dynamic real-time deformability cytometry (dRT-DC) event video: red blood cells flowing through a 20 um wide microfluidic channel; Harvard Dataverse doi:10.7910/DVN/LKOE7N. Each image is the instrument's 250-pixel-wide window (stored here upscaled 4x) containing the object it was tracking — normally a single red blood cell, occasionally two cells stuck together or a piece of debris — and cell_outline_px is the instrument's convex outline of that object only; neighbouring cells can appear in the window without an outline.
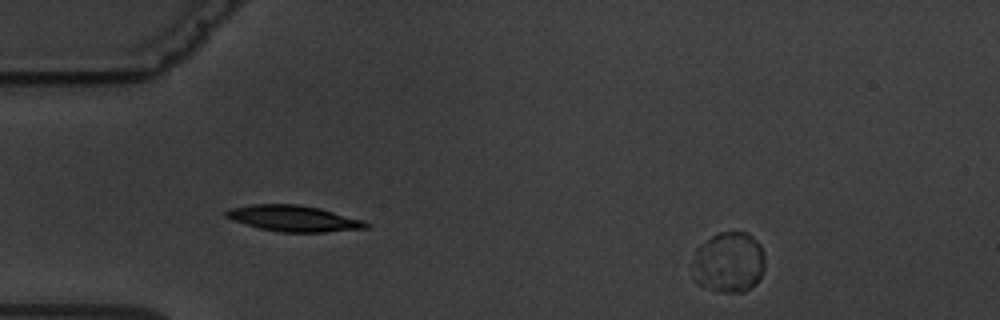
{"species": "common noctule bat (a hibernating species)", "species_latin": "Nyctalus noctula", "temperature_condition": "warm", "stored_images_in_passage": 5, "camera_frame_rate_fps": 3000, "um_per_image_px": 0.085, "animal": {"sex": "male", "body_mass_g": 19.5, "forearm_length_mm": 54.6}, "frame": {"image": 1, "passage_image": 1, "time_ms": 0.0, "image_size_px": [1000, 320], "cell_outline_px": [[764, 268], [756, 284], [744, 292], [720, 292], [704, 288], [696, 284], [692, 276], [696, 248], [700, 244], [716, 232], [748, 232], [760, 244], [764, 252]], "centroid_in_image_um": [61.93, 22.3], "position_along_channel_um": 23.1, "area_um2": 26.07}}
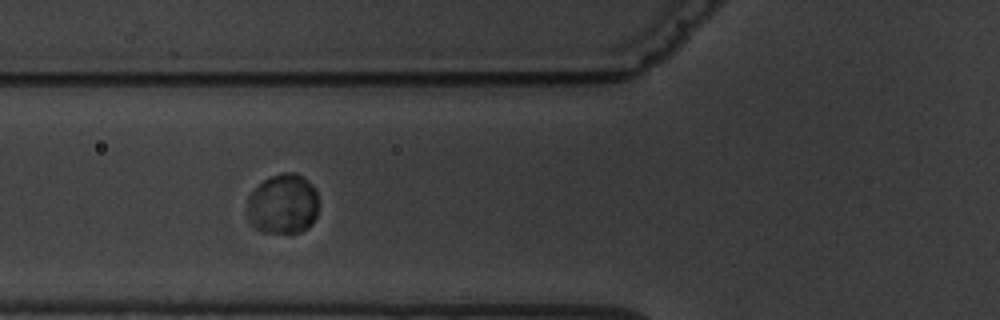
{"frame": {"image": 2, "passage_image": 5, "time_ms": 4.667, "image_size_px": [1000, 320], "cell_outline_px": [[316, 216], [312, 224], [300, 232], [260, 232], [248, 224], [248, 196], [264, 180], [272, 176], [284, 172], [296, 172], [308, 180], [316, 188]], "centroid_in_image_um": [24.03, 17.35], "position_along_channel_um": 101.8, "area_um2": 25.03}}